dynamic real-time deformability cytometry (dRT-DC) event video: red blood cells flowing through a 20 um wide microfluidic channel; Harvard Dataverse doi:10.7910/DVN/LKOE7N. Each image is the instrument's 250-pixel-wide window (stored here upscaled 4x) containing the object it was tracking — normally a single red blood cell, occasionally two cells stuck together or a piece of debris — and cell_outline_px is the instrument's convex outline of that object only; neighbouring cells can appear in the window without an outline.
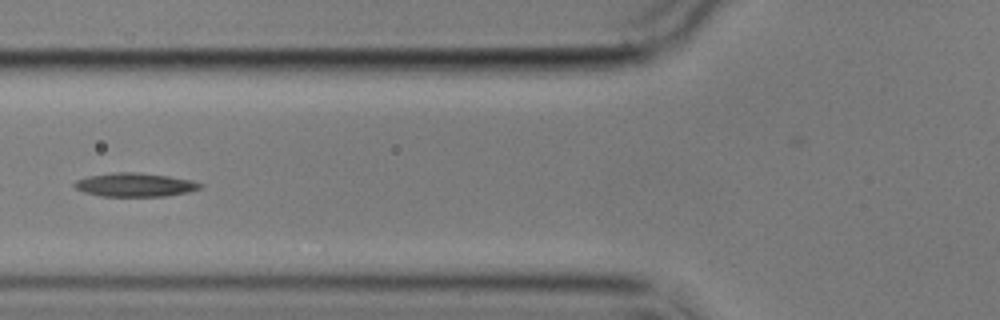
{"species": "common noctule bat (a hibernating species)", "species_latin": "Nyctalus noctula", "temperature_condition": "cold", "stored_images_in_passage": 13, "segment_of_instrument_passage": [2, 2], "camera_frame_rate_fps": 3000, "um_per_image_px": 0.085, "animal": {"sex": "male", "body_mass_g": 17.9}, "frame": {"image": 1, "passage_image": 4, "time_ms": 6.667, "image_size_px": [1000, 320], "cell_outline_px": [[204, 184], [200, 188], [188, 192], [164, 196], [100, 196], [84, 192], [76, 188], [72, 184], [76, 180], [88, 176], [116, 172], [136, 172], [168, 176], [192, 180]], "centroid_in_image_um": [11.46, 15.71], "position_along_channel_um": 114.3, "area_um2": 17.28}}
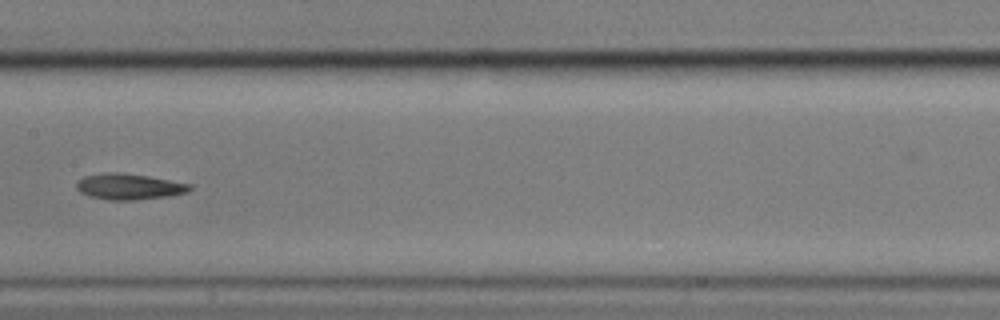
{"frame": {"image": 2, "passage_image": 6, "time_ms": 9.0, "image_size_px": [1000, 320], "cell_outline_px": [[192, 188], [188, 192], [168, 196], [136, 200], [108, 200], [88, 196], [80, 192], [76, 188], [76, 184], [84, 176], [108, 172], [120, 172], [148, 176], [192, 184]], "centroid_in_image_um": [10.97, 15.86], "position_along_channel_um": 196.4, "area_um2": 17.17}}
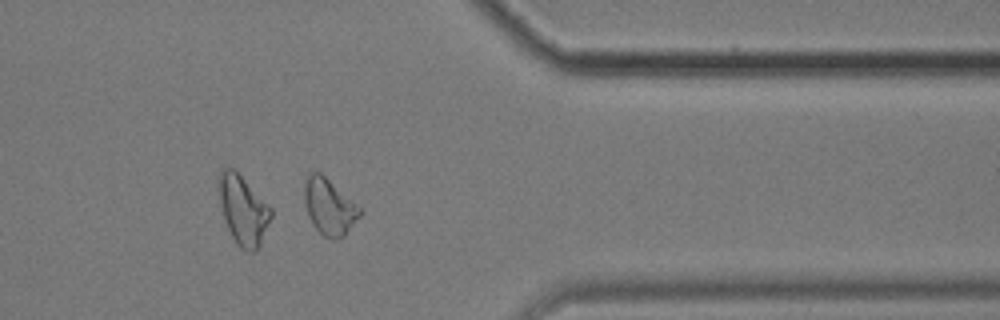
{"frame": {"image": 3, "passage_image": 11, "time_ms": 14.667, "image_size_px": [1000, 320], "cell_outline_px": [[364, 208], [360, 216], [344, 236], [336, 240], [332, 240], [324, 236], [312, 224], [308, 216], [304, 200], [304, 180], [312, 172], [320, 172], [360, 204]], "centroid_in_image_um": [28.03, 17.56], "position_along_channel_um": 383.4, "area_um2": 18.61}}